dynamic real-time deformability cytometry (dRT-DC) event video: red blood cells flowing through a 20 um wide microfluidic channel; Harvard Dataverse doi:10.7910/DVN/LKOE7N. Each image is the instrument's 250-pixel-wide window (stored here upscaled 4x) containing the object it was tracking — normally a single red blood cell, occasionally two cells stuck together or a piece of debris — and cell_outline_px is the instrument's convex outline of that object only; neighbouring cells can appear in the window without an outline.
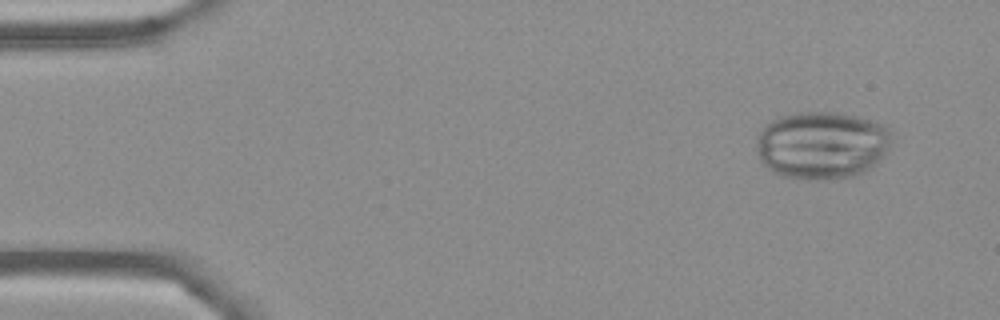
{"species": "Egyptian fruit bat (a non-hibernating species)", "species_latin": "Rousettus aegyptiacus", "temperature_condition": "cold", "stored_images_in_passage": 5, "camera_frame_rate_fps": 3000, "um_per_image_px": 0.085, "frame": {"image": 1, "passage_image": 2, "time_ms": 1.0, "image_size_px": [1000, 320], "cell_outline_px": [[892, 140], [884, 156], [876, 164], [864, 172], [852, 176], [828, 180], [796, 180], [780, 176], [768, 168], [760, 160], [756, 152], [756, 140], [764, 124], [780, 116], [796, 112], [836, 112], [856, 116], [872, 120], [888, 128], [892, 132]], "centroid_in_image_um": [69.84, 12.35], "position_along_channel_um": 15.2, "area_um2": 54.16}}